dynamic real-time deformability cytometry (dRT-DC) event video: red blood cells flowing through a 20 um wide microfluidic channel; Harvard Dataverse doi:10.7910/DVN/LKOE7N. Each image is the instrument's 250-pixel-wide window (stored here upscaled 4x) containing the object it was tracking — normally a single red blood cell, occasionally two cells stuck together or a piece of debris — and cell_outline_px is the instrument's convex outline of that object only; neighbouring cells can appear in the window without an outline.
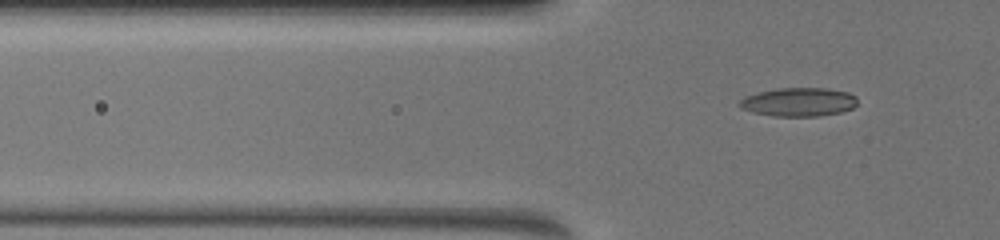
{"species": "common noctule bat (a hibernating species)", "species_latin": "Nyctalus noctula", "temperature_condition": "warm", "stored_images_in_passage": 38, "camera_frame_rate_fps": 3000, "um_per_image_px": 0.085, "animal": {"sex": "female", "body_mass_g": 19.5, "forearm_length_mm": 54.1}, "frame": {"image": 1, "passage_image": 3, "time_ms": 0.333, "image_size_px": [1000, 240], "cell_outline_px": [[856, 104], [852, 108], [840, 112], [816, 116], [772, 116], [752, 112], [740, 108], [740, 100], [744, 96], [776, 88], [828, 88], [848, 92], [856, 96]], "centroid_in_image_um": [67.87, 8.66], "position_along_channel_um": 57.9, "area_um2": 19.65}}
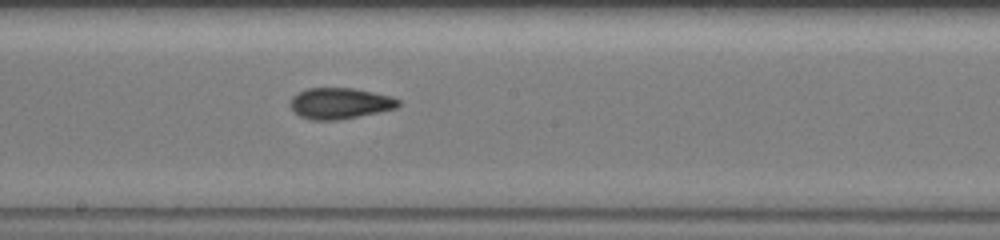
{"frame": {"image": 2, "passage_image": 21, "time_ms": 4.667, "image_size_px": [1000, 240], "cell_outline_px": [[400, 104], [396, 108], [380, 112], [336, 120], [312, 120], [300, 116], [292, 108], [292, 96], [308, 88], [352, 88], [392, 96], [400, 100]], "centroid_in_image_um": [28.93, 8.78], "position_along_channel_um": 219.3, "area_um2": 19.31}}
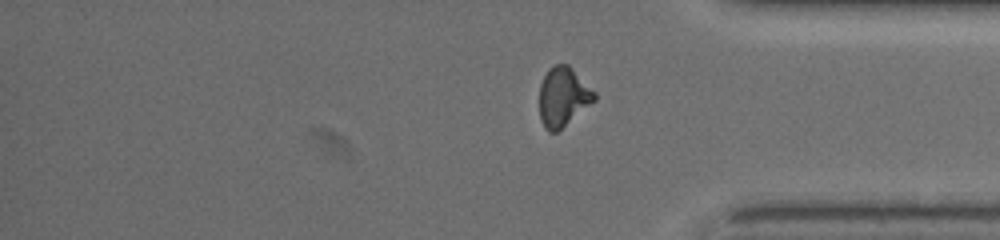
{"frame": {"image": 3, "passage_image": 33, "time_ms": 9.0, "image_size_px": [1000, 240], "cell_outline_px": [[596, 100], [556, 132], [548, 132], [544, 128], [540, 120], [540, 84], [548, 68], [552, 64], [568, 64], [596, 92]], "centroid_in_image_um": [47.86, 8.21], "position_along_channel_um": 387.3, "area_um2": 19.02}}